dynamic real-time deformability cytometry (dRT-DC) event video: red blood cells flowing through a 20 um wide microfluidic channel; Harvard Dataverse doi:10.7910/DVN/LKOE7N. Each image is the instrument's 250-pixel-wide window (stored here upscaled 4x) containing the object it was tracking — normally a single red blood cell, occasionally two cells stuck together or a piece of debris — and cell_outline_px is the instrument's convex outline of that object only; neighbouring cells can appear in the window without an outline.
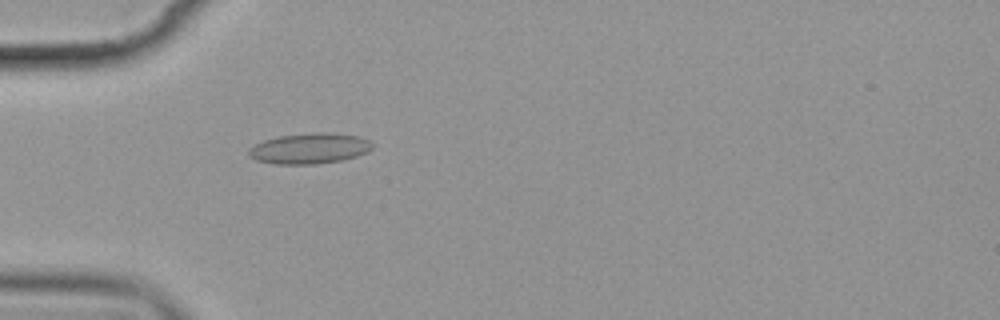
{"species": "common noctule bat (a hibernating species)", "species_latin": "Nyctalus noctula", "temperature_condition": "cold", "stored_images_in_passage": 3, "camera_frame_rate_fps": 3000, "um_per_image_px": 0.085, "animal": {"sex": "female", "body_mass_g": 19.9}, "frame": {"image": 1, "passage_image": 3, "time_ms": 2.667, "image_size_px": [1000, 320], "cell_outline_px": [[372, 148], [368, 152], [356, 156], [340, 160], [316, 164], [272, 164], [256, 160], [248, 156], [248, 148], [264, 140], [280, 136], [316, 132], [320, 132], [360, 136], [368, 140], [372, 144]], "centroid_in_image_um": [26.28, 12.62], "position_along_channel_um": 58.7, "area_um2": 21.96}}